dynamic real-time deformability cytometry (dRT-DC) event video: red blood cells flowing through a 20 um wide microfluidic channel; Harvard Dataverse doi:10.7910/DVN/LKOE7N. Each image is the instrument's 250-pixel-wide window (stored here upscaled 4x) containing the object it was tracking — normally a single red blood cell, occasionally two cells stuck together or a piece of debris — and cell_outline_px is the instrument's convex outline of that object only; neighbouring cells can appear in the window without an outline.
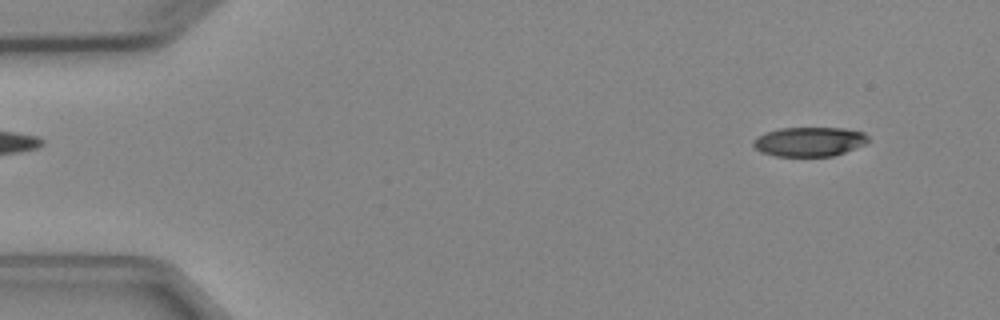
{"species": "Egyptian fruit bat (a non-hibernating species)", "species_latin": "Rousettus aegyptiacus", "temperature_condition": "cold", "stored_images_in_passage": 4, "camera_frame_rate_fps": 3000, "um_per_image_px": 0.085, "animal": {"sex": "female"}, "frame": {"image": 1, "passage_image": 1, "time_ms": 0.0, "image_size_px": [1000, 320], "cell_outline_px": [[872, 140], [864, 144], [844, 152], [832, 156], [776, 156], [760, 152], [752, 144], [752, 140], [764, 132], [780, 128], [844, 128], [864, 132]], "centroid_in_image_um": [68.78, 12.03], "position_along_channel_um": 16.2, "area_um2": 19.77}}
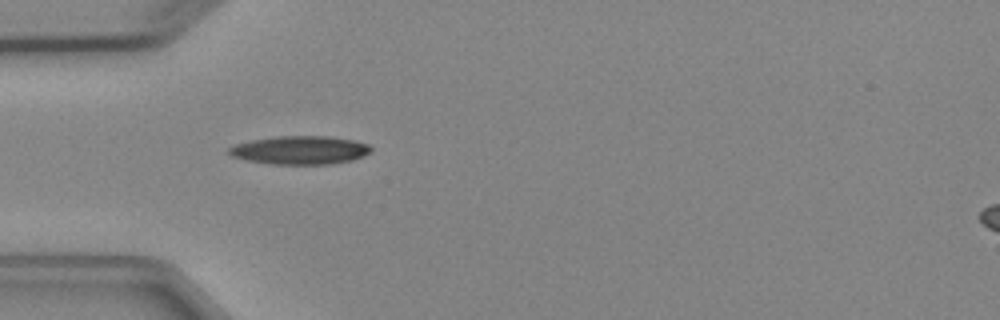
{"frame": {"image": 2, "passage_image": 4, "time_ms": 3.667, "image_size_px": [1000, 320], "cell_outline_px": [[372, 152], [352, 160], [332, 164], [272, 164], [248, 160], [232, 156], [228, 152], [228, 148], [236, 144], [252, 140], [280, 136], [324, 136], [352, 140], [368, 144], [372, 148]], "centroid_in_image_um": [25.52, 12.76], "position_along_channel_um": 59.5, "area_um2": 23.29}}